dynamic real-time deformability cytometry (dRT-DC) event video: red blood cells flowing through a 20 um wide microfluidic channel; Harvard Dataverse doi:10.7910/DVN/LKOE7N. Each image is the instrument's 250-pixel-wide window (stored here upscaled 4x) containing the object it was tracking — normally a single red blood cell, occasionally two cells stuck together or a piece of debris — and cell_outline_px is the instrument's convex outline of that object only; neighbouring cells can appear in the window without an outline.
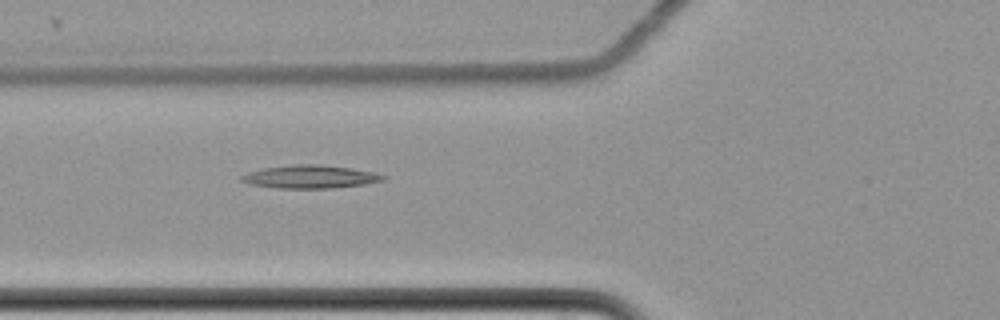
{"species": "common noctule bat (a hibernating species)", "species_latin": "Nyctalus noctula", "temperature_condition": "cold", "stored_images_in_passage": 5, "camera_frame_rate_fps": 3000, "um_per_image_px": 0.085, "animal": {"sex": "female", "body_mass_g": 22.7, "forearm_length_mm": 54.2}, "frame": {"image": 1, "passage_image": 5, "time_ms": 1.333, "image_size_px": [1000, 320], "cell_outline_px": [[388, 180], [364, 184], [332, 188], [276, 188], [248, 184], [240, 180], [240, 176], [248, 172], [264, 168], [292, 164], [320, 164], [352, 168], [372, 172], [388, 176]], "centroid_in_image_um": [26.38, 15.02], "position_along_channel_um": 99.4, "area_um2": 19.25}}